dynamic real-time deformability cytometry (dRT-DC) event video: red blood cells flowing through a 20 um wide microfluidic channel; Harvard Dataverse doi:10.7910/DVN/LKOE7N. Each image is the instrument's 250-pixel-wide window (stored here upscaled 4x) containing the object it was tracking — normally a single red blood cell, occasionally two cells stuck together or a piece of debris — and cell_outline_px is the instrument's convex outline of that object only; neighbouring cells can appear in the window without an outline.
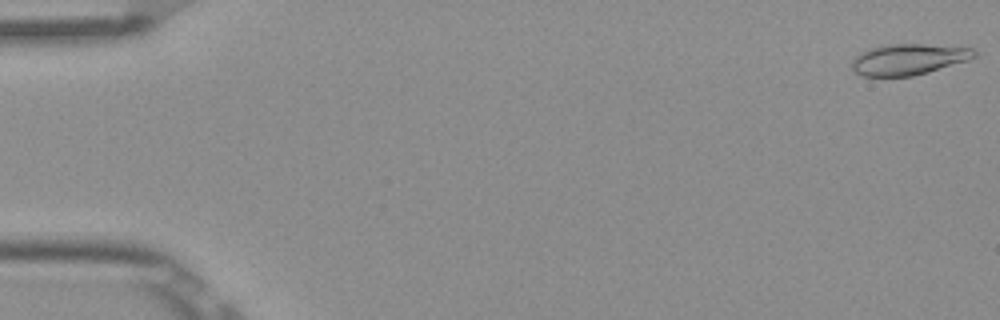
{"species": "Egyptian fruit bat (a non-hibernating species)", "species_latin": "Rousettus aegyptiacus", "temperature_condition": "room temperature", "stored_images_in_passage": 5, "camera_frame_rate_fps": 3000, "um_per_image_px": 0.085, "frame": {"image": 1, "passage_image": 1, "time_ms": 0.0, "image_size_px": [1000, 320], "cell_outline_px": [[980, 52], [976, 56], [968, 60], [928, 72], [912, 76], [864, 76], [856, 72], [852, 68], [852, 60], [860, 52], [868, 48], [888, 44], [924, 44], [976, 48]], "centroid_in_image_um": [77.26, 5.03], "position_along_channel_um": 7.7, "area_um2": 22.25}}